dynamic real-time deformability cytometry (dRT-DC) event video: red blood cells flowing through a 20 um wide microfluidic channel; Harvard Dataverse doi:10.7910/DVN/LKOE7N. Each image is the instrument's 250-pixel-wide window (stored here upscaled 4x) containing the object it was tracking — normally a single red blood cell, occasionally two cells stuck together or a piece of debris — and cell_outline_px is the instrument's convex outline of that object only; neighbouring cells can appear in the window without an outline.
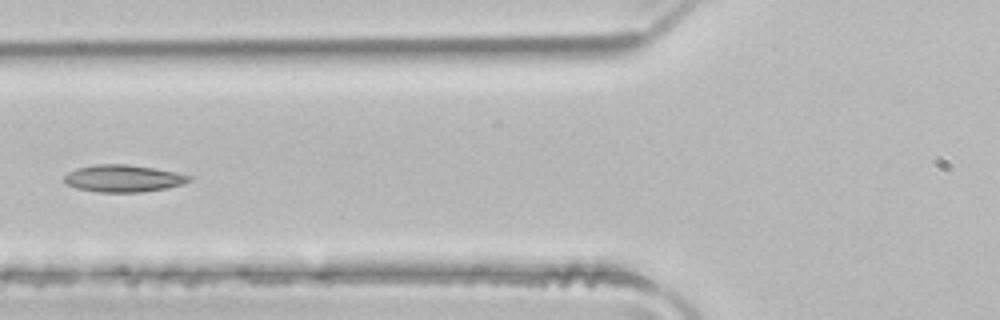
{"species": "common noctule bat (a hibernating species)", "species_latin": "Nyctalus noctula", "temperature_condition": "room temperature", "stored_images_in_passage": 4, "camera_frame_rate_fps": 3000, "um_per_image_px": 0.085, "animal": {"sex": "male", "body_mass_g": 21.5, "forearm_length_mm": 52.0}, "frame": {"image": 1, "passage_image": 4, "time_ms": 1.0, "image_size_px": [1000, 320], "cell_outline_px": [[192, 180], [184, 184], [168, 188], [140, 192], [96, 192], [76, 188], [68, 184], [64, 180], [64, 176], [68, 172], [76, 168], [96, 164], [128, 164], [176, 172], [192, 176]], "centroid_in_image_um": [10.5, 15.17], "position_along_channel_um": 115.3, "area_um2": 19.83}}